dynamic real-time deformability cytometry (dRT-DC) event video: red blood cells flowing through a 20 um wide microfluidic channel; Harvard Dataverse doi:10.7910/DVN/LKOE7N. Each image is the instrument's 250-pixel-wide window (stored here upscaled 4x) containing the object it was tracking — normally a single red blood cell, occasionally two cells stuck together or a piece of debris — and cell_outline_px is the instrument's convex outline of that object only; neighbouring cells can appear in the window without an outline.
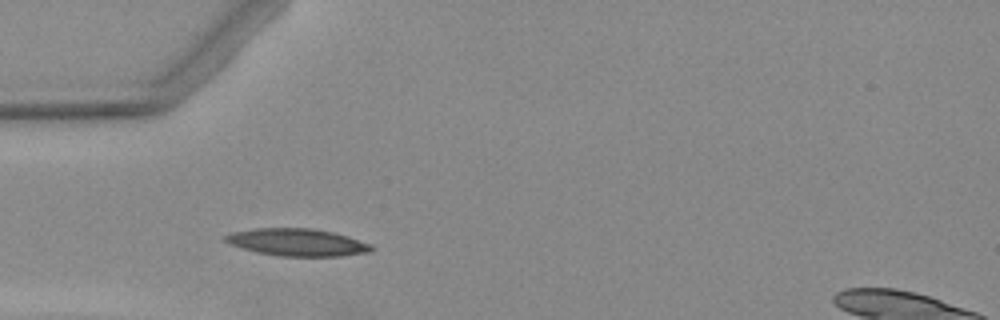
{"species": "Egyptian fruit bat (a non-hibernating species)", "species_latin": "Rousettus aegyptiacus", "temperature_condition": "warm", "stored_images_in_passage": 4, "camera_frame_rate_fps": 3000, "um_per_image_px": 0.085, "animal": {"sex": "female"}, "frame": {"image": 1, "passage_image": 3, "time_ms": 3.333, "image_size_px": [1000, 320], "cell_outline_px": [[376, 248], [368, 252], [340, 256], [280, 256], [256, 252], [228, 244], [224, 240], [224, 236], [232, 232], [252, 228], [312, 228], [332, 232], [348, 236], [372, 244]], "centroid_in_image_um": [25.25, 20.59], "position_along_channel_um": 59.7, "area_um2": 23.41}}
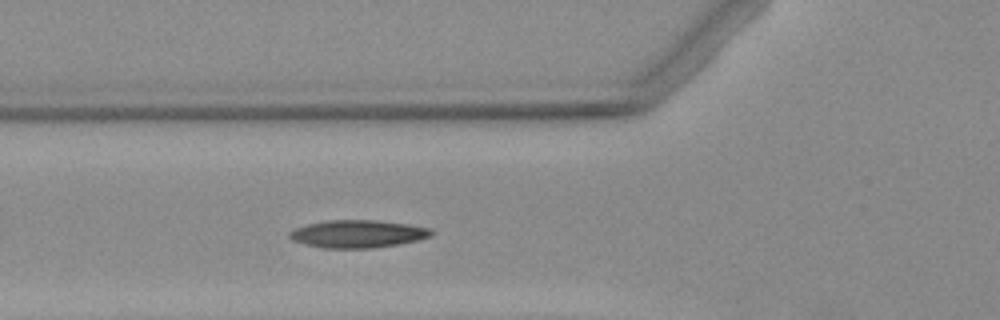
{"frame": {"image": 2, "passage_image": 4, "time_ms": 4.333, "image_size_px": [1000, 320], "cell_outline_px": [[432, 232], [428, 236], [416, 240], [400, 244], [372, 248], [324, 248], [304, 244], [292, 240], [288, 236], [288, 232], [296, 228], [308, 224], [328, 220], [376, 220], [432, 228]], "centroid_in_image_um": [30.36, 19.88], "position_along_channel_um": 95.4, "area_um2": 22.66}}